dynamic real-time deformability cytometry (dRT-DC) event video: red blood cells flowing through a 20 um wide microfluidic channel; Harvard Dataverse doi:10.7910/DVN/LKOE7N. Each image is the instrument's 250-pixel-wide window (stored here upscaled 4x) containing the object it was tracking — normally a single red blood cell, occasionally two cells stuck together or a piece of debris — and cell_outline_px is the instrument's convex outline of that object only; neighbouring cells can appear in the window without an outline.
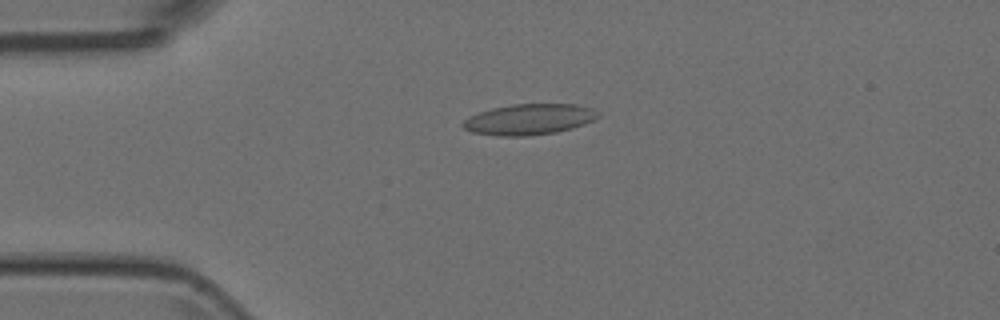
{"species": "Egyptian fruit bat (a non-hibernating species)", "species_latin": "Rousettus aegyptiacus", "temperature_condition": "room temperature", "stored_images_in_passage": 9, "camera_frame_rate_fps": 3000, "um_per_image_px": 0.085, "animal": {"sex": "female"}, "frame": {"image": 1, "passage_image": 3, "time_ms": 0.667, "image_size_px": [1000, 320], "cell_outline_px": [[600, 116], [596, 120], [572, 128], [556, 132], [528, 136], [496, 136], [472, 132], [464, 128], [460, 124], [468, 116], [492, 108], [512, 104], [576, 104], [592, 108]], "centroid_in_image_um": [44.97, 10.15], "position_along_channel_um": 40.0, "area_um2": 24.39}}
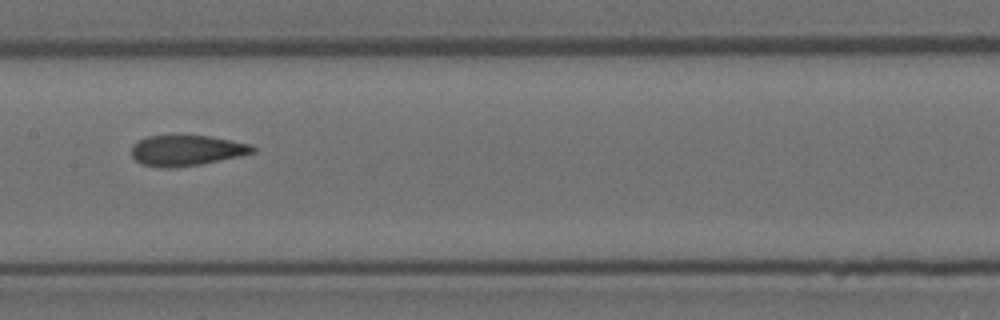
{"frame": {"image": 2, "passage_image": 7, "time_ms": 2.0, "image_size_px": [1000, 320], "cell_outline_px": [[256, 152], [240, 156], [200, 164], [172, 168], [160, 168], [144, 164], [136, 160], [132, 156], [132, 144], [148, 136], [172, 132], [176, 132], [212, 136], [252, 144], [256, 148]], "centroid_in_image_um": [15.86, 12.73], "position_along_channel_um": 191.5, "area_um2": 22.54}}
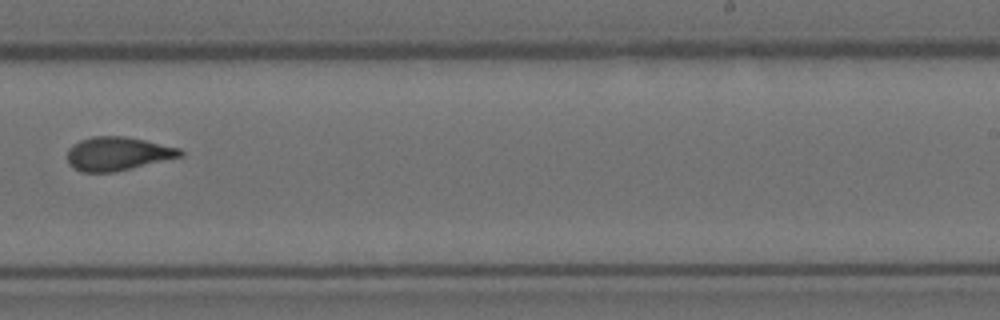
{"frame": {"image": 3, "passage_image": 9, "time_ms": 2.667, "image_size_px": [1000, 320], "cell_outline_px": [[184, 156], [112, 172], [84, 172], [72, 168], [68, 164], [68, 148], [72, 144], [80, 140], [92, 136], [124, 136], [144, 140], [180, 148], [184, 152]], "centroid_in_image_um": [9.98, 13.06], "position_along_channel_um": 279.0, "area_um2": 22.08}}